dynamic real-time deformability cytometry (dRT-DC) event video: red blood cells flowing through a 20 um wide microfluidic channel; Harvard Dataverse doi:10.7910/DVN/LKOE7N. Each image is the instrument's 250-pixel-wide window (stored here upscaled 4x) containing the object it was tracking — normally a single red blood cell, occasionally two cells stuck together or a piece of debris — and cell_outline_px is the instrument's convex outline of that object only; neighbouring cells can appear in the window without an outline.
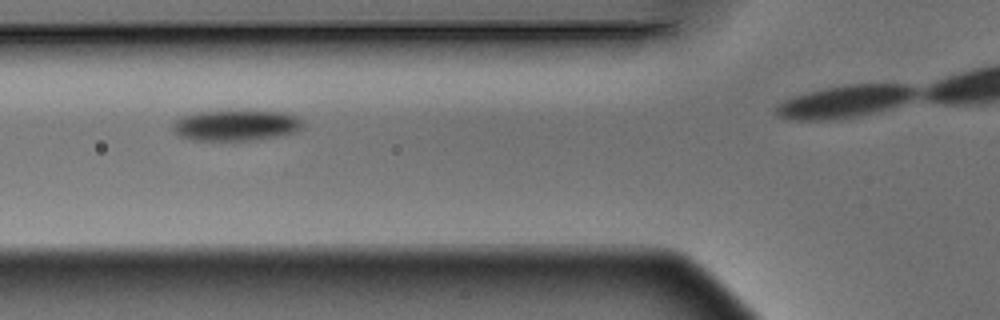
{"species": "Egyptian fruit bat (a non-hibernating species)", "species_latin": "Rousettus aegyptiacus", "temperature_condition": "warm", "stored_images_in_passage": 13, "camera_frame_rate_fps": 3000, "um_per_image_px": 0.085, "animal": {"sex": "male"}, "frame": {"image": 1, "passage_image": 3, "time_ms": 0.667, "image_size_px": [1000, 320], "cell_outline_px": [[304, 124], [300, 132], [256, 140], [192, 140], [180, 136], [172, 128], [172, 124], [176, 120], [184, 116], [200, 112], [284, 112], [296, 116]], "centroid_in_image_um": [20.11, 10.68], "position_along_channel_um": 105.7, "area_um2": 22.95}}